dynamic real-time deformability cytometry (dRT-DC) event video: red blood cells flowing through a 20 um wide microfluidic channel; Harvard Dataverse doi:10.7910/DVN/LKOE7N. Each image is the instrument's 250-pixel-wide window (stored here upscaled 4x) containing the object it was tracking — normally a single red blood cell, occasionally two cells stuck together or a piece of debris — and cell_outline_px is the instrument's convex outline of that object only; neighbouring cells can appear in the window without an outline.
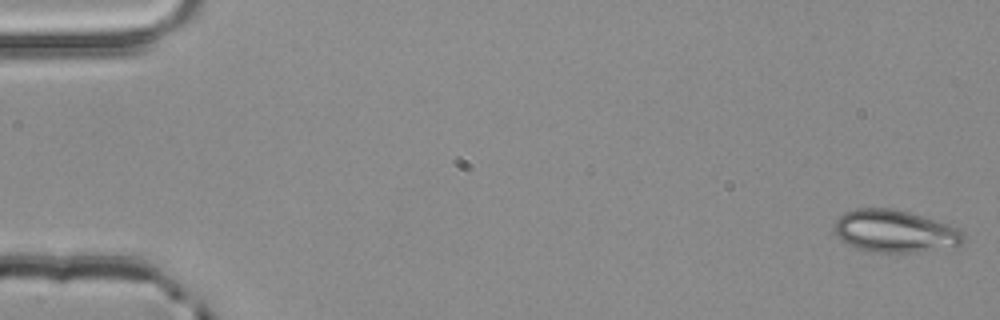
{"species": "common noctule bat (a hibernating species)", "species_latin": "Nyctalus noctula", "temperature_condition": "room temperature", "stored_images_in_passage": 53, "camera_frame_rate_fps": 3000, "um_per_image_px": 0.085, "animal": {"sex": "male", "body_mass_g": 20.4}, "frame": {"image": 1, "passage_image": 1, "time_ms": 0.0, "image_size_px": [1000, 320], "cell_outline_px": [[968, 240], [960, 244], [920, 252], [868, 252], [856, 248], [840, 240], [836, 236], [832, 228], [836, 220], [844, 212], [856, 208], [892, 208], [908, 212], [948, 224], [964, 232]], "centroid_in_image_um": [76.02, 19.65], "position_along_channel_um": 9.0, "area_um2": 32.08}}
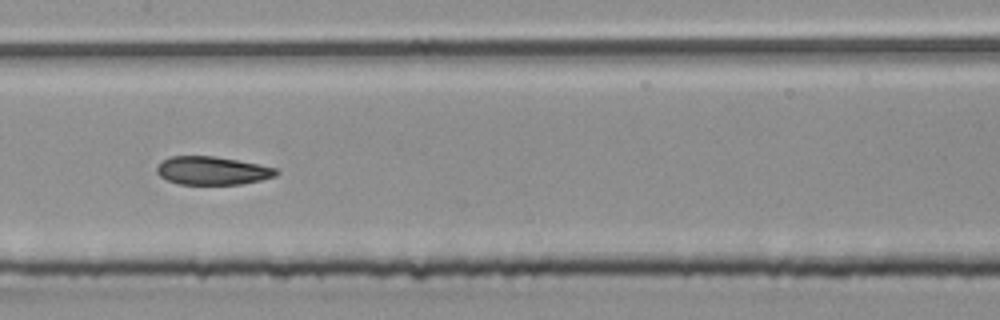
{"frame": {"image": 2, "passage_image": 27, "time_ms": 8.667, "image_size_px": [1000, 320], "cell_outline_px": [[280, 172], [276, 176], [260, 180], [240, 184], [180, 184], [168, 180], [160, 176], [156, 172], [156, 168], [164, 160], [172, 156], [216, 156], [276, 168]], "centroid_in_image_um": [18.05, 14.5], "position_along_channel_um": 189.3, "area_um2": 19.42}}
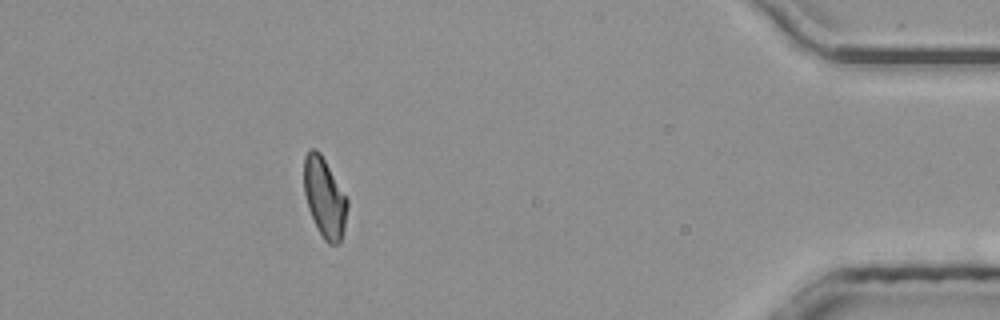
{"frame": {"image": 3, "passage_image": 48, "time_ms": 15.667, "image_size_px": [1000, 320], "cell_outline_px": [[348, 208], [344, 228], [340, 244], [328, 244], [324, 240], [308, 208], [304, 192], [304, 156], [308, 148], [316, 148], [320, 152], [348, 200]], "centroid_in_image_um": [27.58, 16.77], "position_along_channel_um": 407.6, "area_um2": 20.06}, "authors_computed_cell_mechanics": {"area_um2": 20.6924, "velocity_mm_per_s": 3.9071, "shape_relaxation_time_tau1_ms": 7.6432, "shape_relaxation_time_tau2_ms": 3.3117, "deformation_change_tau1": 0.1746, "deformation_change_tau2": 0.0826}}